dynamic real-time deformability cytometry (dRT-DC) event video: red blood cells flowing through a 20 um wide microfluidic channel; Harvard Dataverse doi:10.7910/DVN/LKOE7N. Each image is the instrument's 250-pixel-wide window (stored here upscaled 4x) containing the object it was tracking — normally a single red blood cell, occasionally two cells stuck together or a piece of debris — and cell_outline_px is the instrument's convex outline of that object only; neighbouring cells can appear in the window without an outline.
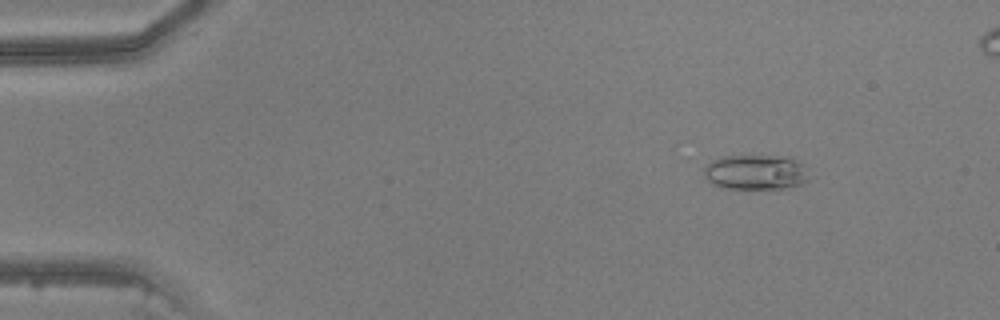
{"species": "common noctule bat (a hibernating species)", "species_latin": "Nyctalus noctula", "temperature_condition": "warm", "stored_images_in_passage": 49, "camera_frame_rate_fps": 3000, "um_per_image_px": 0.085, "animal": {"sex": "male", "body_mass_g": 20.5, "forearm_length_mm": 52.5}, "frame": {"image": 1, "passage_image": 7, "time_ms": 2.0, "image_size_px": [1000, 320], "cell_outline_px": [[808, 180], [800, 184], [788, 188], [720, 188], [712, 184], [704, 176], [704, 168], [712, 160], [720, 156], [792, 156], [804, 164]], "centroid_in_image_um": [64.23, 14.62], "position_along_channel_um": 20.8, "area_um2": 21.56}}
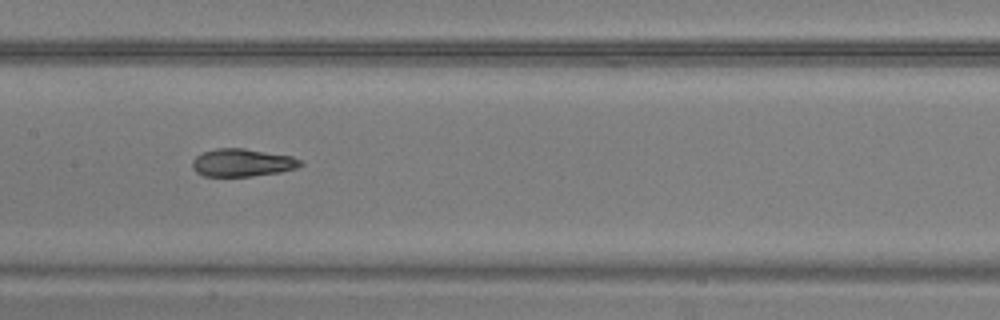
{"frame": {"image": 2, "passage_image": 25, "time_ms": 8.0, "image_size_px": [1000, 320], "cell_outline_px": [[304, 164], [296, 168], [280, 172], [252, 176], [204, 176], [196, 172], [192, 168], [192, 160], [196, 156], [204, 152], [216, 148], [244, 148], [292, 156], [300, 160]], "centroid_in_image_um": [20.59, 13.82], "position_along_channel_um": 186.8, "area_um2": 17.51}}
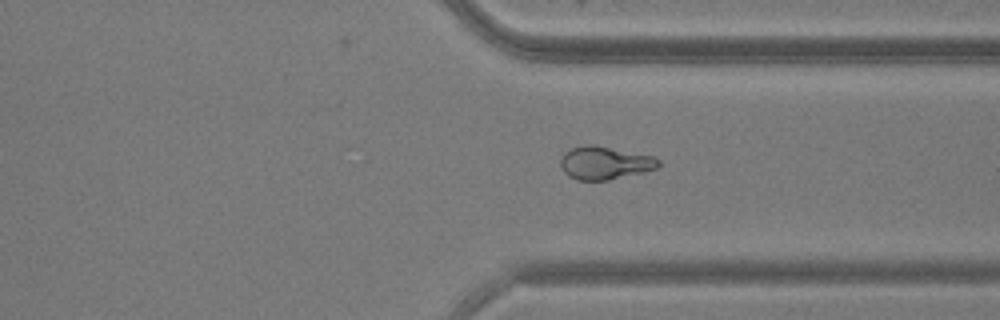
{"frame": {"image": 3, "passage_image": 37, "time_ms": 12.0, "image_size_px": [1000, 320], "cell_outline_px": [[660, 168], [644, 172], [608, 180], [576, 180], [568, 176], [564, 172], [560, 164], [560, 156], [564, 152], [572, 148], [588, 144], [592, 144], [656, 156], [660, 160]], "centroid_in_image_um": [51.43, 13.84], "position_along_channel_um": 360.0, "area_um2": 19.13}}